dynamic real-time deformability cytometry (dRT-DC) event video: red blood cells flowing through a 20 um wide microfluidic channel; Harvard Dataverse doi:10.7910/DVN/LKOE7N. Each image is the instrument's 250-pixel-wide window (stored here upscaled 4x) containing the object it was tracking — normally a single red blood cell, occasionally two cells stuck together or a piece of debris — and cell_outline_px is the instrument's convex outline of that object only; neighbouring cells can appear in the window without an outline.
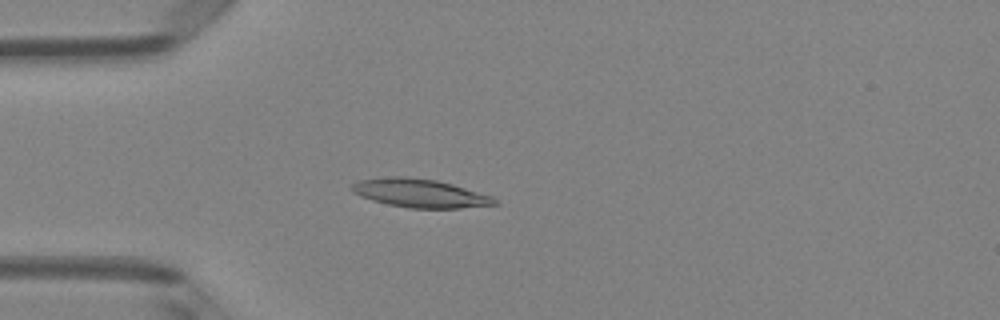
{"species": "Egyptian fruit bat (a non-hibernating species)", "species_latin": "Rousettus aegyptiacus", "temperature_condition": "room temperature", "stored_images_in_passage": 4, "camera_frame_rate_fps": 3000, "um_per_image_px": 0.085, "animal": {"sex": "female"}, "frame": {"image": 1, "passage_image": 4, "time_ms": 1.0, "image_size_px": [1000, 320], "cell_outline_px": [[500, 204], [460, 208], [408, 208], [388, 204], [372, 200], [360, 196], [352, 192], [348, 188], [352, 184], [360, 180], [392, 176], [408, 176], [436, 180], [452, 184], [492, 196]], "centroid_in_image_um": [35.67, 16.42], "position_along_channel_um": 49.3, "area_um2": 23.76}}